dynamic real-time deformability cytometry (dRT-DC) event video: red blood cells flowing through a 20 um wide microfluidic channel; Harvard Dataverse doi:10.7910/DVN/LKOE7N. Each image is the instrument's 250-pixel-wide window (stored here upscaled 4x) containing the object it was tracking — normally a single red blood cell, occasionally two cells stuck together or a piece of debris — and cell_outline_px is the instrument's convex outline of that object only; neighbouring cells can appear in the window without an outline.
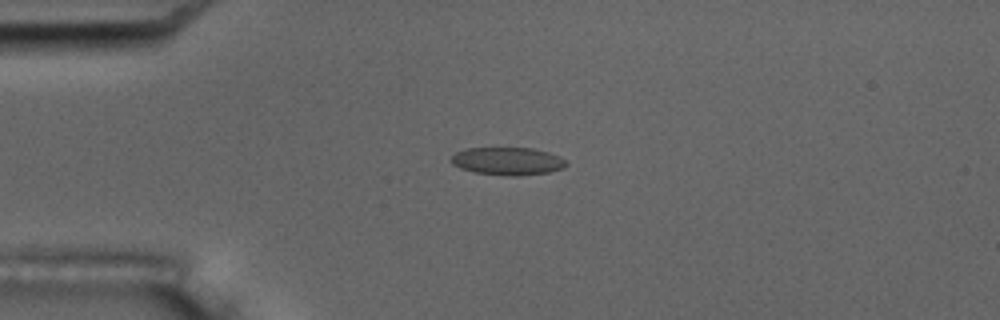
{"species": "common noctule bat (a hibernating species)", "species_latin": "Nyctalus noctula", "temperature_condition": "room temperature", "stored_images_in_passage": 5, "camera_frame_rate_fps": 3000, "um_per_image_px": 0.085, "animal": {"sex": "male", "body_mass_g": 17.5, "forearm_length_mm": 52.3}, "frame": {"image": 1, "passage_image": 4, "time_ms": 3.667, "image_size_px": [1000, 320], "cell_outline_px": [[568, 164], [564, 168], [548, 172], [520, 176], [512, 176], [476, 172], [460, 168], [452, 164], [448, 160], [456, 152], [464, 148], [532, 148], [548, 152], [560, 156]], "centroid_in_image_um": [43.13, 13.69], "position_along_channel_um": 41.9, "area_um2": 18.67}}